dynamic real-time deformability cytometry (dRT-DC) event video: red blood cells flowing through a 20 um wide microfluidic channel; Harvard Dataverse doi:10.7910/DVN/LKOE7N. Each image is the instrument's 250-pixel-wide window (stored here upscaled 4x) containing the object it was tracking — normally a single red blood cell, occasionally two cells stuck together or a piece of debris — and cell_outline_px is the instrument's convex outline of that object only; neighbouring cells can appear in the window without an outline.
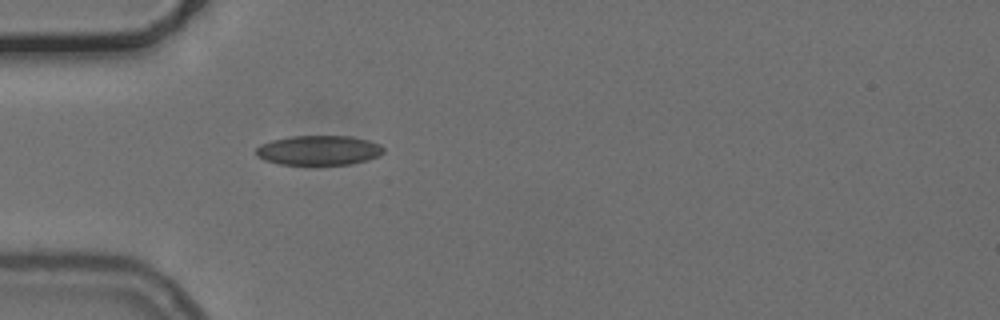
{"species": "common noctule bat (a hibernating species)", "species_latin": "Nyctalus noctula", "temperature_condition": "cold", "stored_images_in_passage": 3, "camera_frame_rate_fps": 3000, "um_per_image_px": 0.085, "animal": {"sex": "female", "body_mass_g": 24.6, "forearm_length_mm": 56.2}, "frame": {"image": 1, "passage_image": 1, "time_ms": 0.0, "image_size_px": [1000, 320], "cell_outline_px": [[384, 152], [380, 156], [368, 160], [352, 164], [280, 164], [264, 160], [256, 156], [256, 148], [260, 144], [272, 140], [288, 136], [352, 136], [368, 140], [380, 144], [384, 148]], "centroid_in_image_um": [27.11, 12.77], "position_along_channel_um": 57.9, "area_um2": 22.2}}